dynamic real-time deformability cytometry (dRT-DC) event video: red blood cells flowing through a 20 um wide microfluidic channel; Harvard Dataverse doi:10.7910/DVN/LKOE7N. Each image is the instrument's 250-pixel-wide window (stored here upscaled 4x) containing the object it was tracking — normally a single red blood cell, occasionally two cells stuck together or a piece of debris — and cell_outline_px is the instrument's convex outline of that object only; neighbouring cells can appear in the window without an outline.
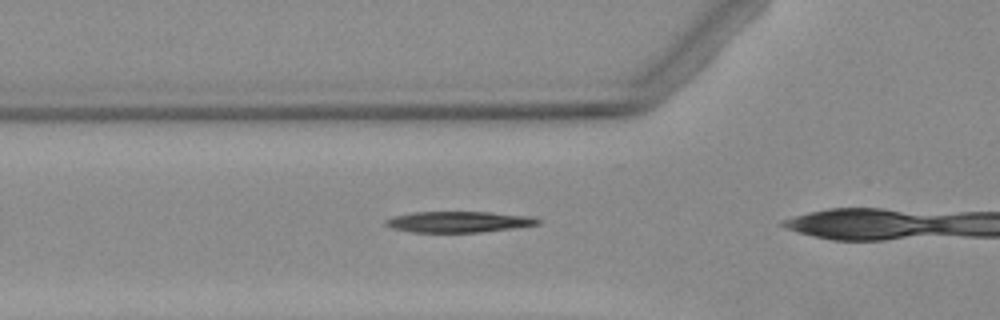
{"species": "Egyptian fruit bat (a non-hibernating species)", "species_latin": "Rousettus aegyptiacus", "temperature_condition": "warm", "stored_images_in_passage": 4, "camera_frame_rate_fps": 3000, "um_per_image_px": 0.085, "animal": {"sex": "female"}, "frame": {"image": 1, "passage_image": 3, "time_ms": 3.333, "image_size_px": [1000, 320], "cell_outline_px": [[540, 224], [512, 228], [480, 232], [412, 232], [392, 228], [384, 224], [384, 220], [396, 216], [416, 212], [492, 212], [532, 216], [540, 220]], "centroid_in_image_um": [39.01, 18.85], "position_along_channel_um": 86.8, "area_um2": 18.5}}